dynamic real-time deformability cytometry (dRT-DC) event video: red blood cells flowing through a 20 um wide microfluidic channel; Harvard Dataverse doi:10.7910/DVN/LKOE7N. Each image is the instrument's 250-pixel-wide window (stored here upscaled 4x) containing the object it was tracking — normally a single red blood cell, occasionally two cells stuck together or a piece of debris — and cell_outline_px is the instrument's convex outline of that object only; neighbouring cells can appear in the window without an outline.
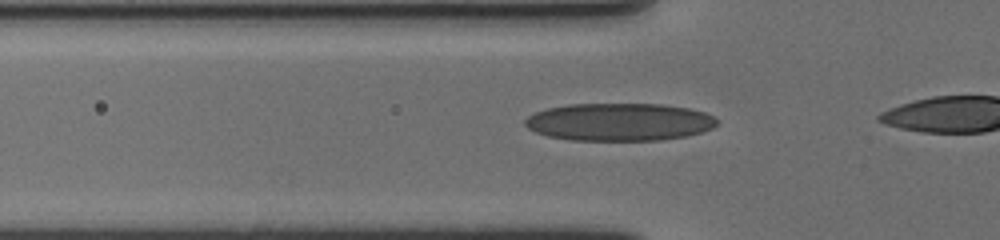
{"species": "human", "species_latin": "Homo sapiens", "temperature_condition": "cold", "stored_images_in_passage": 22, "camera_frame_rate_fps": 3000, "um_per_image_px": 0.085, "donor": {"sex": "female"}, "frame": {"image": 1, "passage_image": 16, "time_ms": 5.0, "image_size_px": [1000, 240], "cell_outline_px": [[720, 120], [712, 128], [700, 132], [684, 136], [660, 140], [572, 140], [548, 136], [536, 132], [528, 128], [524, 124], [524, 120], [528, 116], [536, 112], [548, 108], [568, 104], [664, 104], [688, 108], [704, 112], [716, 116]], "centroid_in_image_um": [52.65, 10.36], "position_along_channel_um": 73.1, "area_um2": 42.19}}
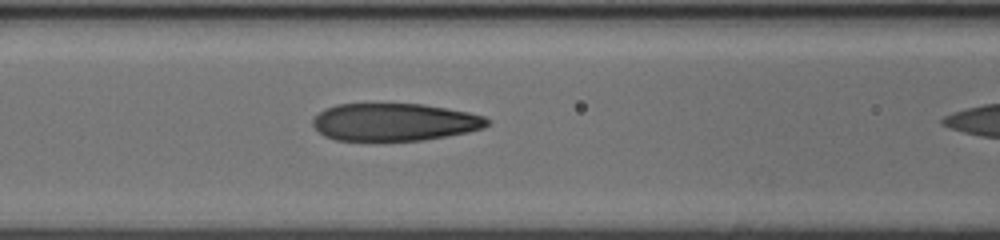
{"frame": {"image": 2, "passage_image": 21, "time_ms": 6.667, "image_size_px": [1000, 240], "cell_outline_px": [[488, 124], [484, 128], [468, 132], [424, 140], [336, 140], [324, 136], [312, 124], [312, 120], [324, 108], [336, 104], [424, 104], [448, 108], [468, 112], [484, 116], [488, 120]], "centroid_in_image_um": [33.53, 10.37], "position_along_channel_um": 133.1, "area_um2": 38.09}}